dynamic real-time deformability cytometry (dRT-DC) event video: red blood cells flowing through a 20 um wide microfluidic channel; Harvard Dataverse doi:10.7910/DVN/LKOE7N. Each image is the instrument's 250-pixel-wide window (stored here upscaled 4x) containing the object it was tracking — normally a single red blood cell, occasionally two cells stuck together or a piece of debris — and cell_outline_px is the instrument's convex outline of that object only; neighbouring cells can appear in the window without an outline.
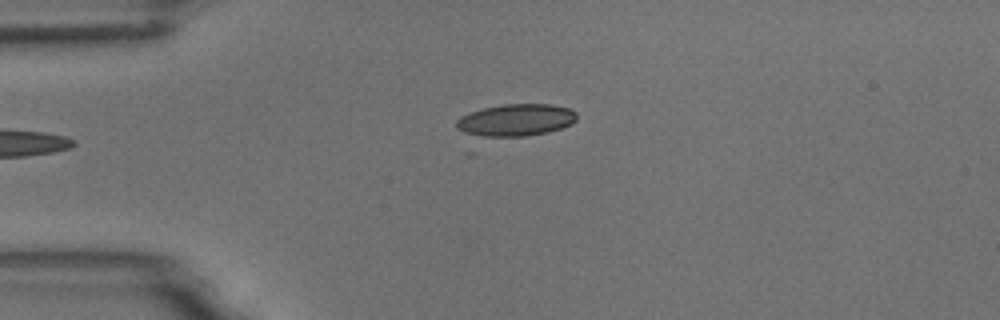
{"species": "common noctule bat (a hibernating species)", "species_latin": "Nyctalus noctula", "temperature_condition": "room temperature", "stored_images_in_passage": 2, "camera_frame_rate_fps": 3000, "um_per_image_px": 0.085, "animal": {"sex": "male", "body_mass_g": 18.8}, "frame": {"image": 1, "passage_image": 2, "time_ms": 1.333, "image_size_px": [1000, 320], "cell_outline_px": [[576, 120], [572, 124], [548, 132], [524, 136], [472, 136], [456, 128], [456, 120], [460, 116], [484, 108], [504, 104], [552, 104], [568, 108], [576, 112]], "centroid_in_image_um": [43.84, 10.2], "position_along_channel_um": 41.2, "area_um2": 22.48}}